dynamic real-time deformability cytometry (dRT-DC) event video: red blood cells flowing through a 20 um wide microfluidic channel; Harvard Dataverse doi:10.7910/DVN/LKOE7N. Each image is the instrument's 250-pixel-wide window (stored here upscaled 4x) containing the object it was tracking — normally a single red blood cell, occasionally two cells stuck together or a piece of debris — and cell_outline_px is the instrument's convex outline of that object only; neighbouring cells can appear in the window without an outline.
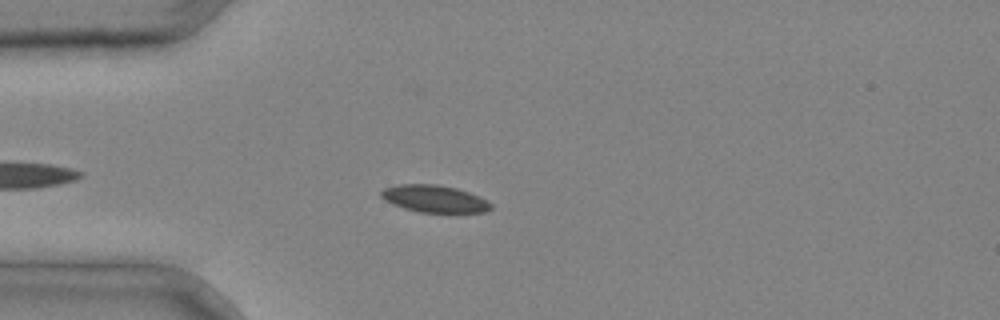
{"species": "common noctule bat (a hibernating species)", "species_latin": "Nyctalus noctula", "temperature_condition": "cold", "stored_images_in_passage": 4, "camera_frame_rate_fps": 3000, "um_per_image_px": 0.085, "animal": {"sex": "male", "body_mass_g": 20.4}, "frame": {"image": 1, "passage_image": 4, "time_ms": 1.0, "image_size_px": [1000, 320], "cell_outline_px": [[492, 208], [484, 212], [420, 212], [404, 208], [392, 204], [384, 200], [380, 196], [380, 192], [384, 188], [396, 184], [436, 184], [456, 188], [480, 196], [492, 204]], "centroid_in_image_um": [36.9, 16.88], "position_along_channel_um": 48.1, "area_um2": 17.4}}